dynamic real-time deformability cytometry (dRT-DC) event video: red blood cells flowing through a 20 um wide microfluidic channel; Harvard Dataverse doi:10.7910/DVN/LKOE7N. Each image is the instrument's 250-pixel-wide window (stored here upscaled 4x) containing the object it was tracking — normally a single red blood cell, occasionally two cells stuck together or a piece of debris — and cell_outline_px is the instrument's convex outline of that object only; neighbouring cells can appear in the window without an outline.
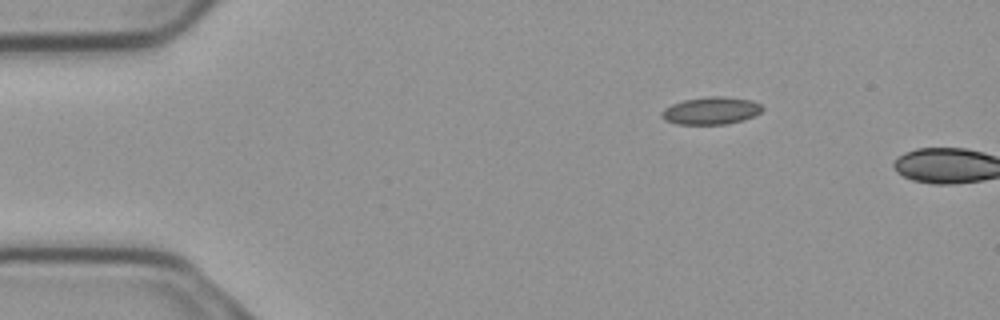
{"species": "common noctule bat (a hibernating species)", "species_latin": "Nyctalus noctula", "temperature_condition": "cold", "stored_images_in_passage": 3, "camera_frame_rate_fps": 3000, "um_per_image_px": 0.085, "animal": {"sex": "male", "body_mass_g": 23.1, "forearm_length_mm": 52.7}, "frame": {"image": 1, "passage_image": 1, "time_ms": 0.0, "image_size_px": [1000, 320], "cell_outline_px": [[764, 108], [760, 112], [752, 116], [740, 120], [724, 124], [676, 124], [664, 120], [660, 112], [664, 108], [672, 104], [684, 100], [708, 96], [724, 96], [752, 100], [760, 104]], "centroid_in_image_um": [60.41, 9.4], "position_along_channel_um": 24.6, "area_um2": 16.01}}